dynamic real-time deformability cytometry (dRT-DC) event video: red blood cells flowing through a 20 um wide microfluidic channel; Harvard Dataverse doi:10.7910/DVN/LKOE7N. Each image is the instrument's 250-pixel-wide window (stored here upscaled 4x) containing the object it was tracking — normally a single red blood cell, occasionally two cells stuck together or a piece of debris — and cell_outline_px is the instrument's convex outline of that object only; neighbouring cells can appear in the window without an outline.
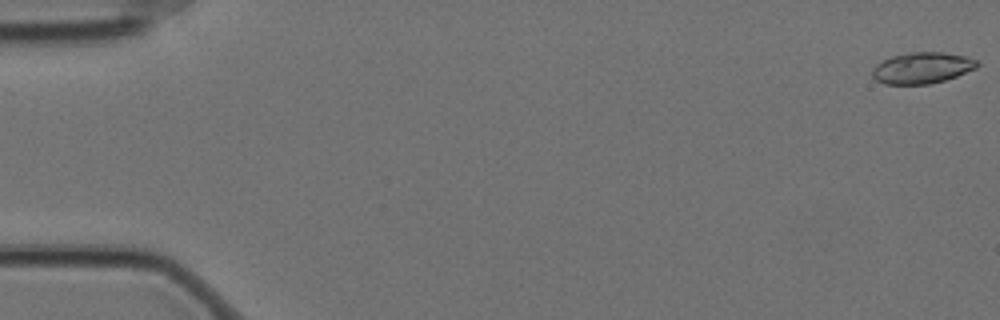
{"species": "Egyptian fruit bat (a non-hibernating species)", "species_latin": "Rousettus aegyptiacus", "temperature_condition": "cold", "stored_images_in_passage": 9, "camera_frame_rate_fps": 3000, "um_per_image_px": 0.085, "animal": {"sex": "female"}, "frame": {"image": 1, "passage_image": 1, "time_ms": 0.0, "image_size_px": [1000, 320], "cell_outline_px": [[980, 64], [976, 68], [956, 76], [944, 80], [928, 84], [884, 84], [876, 80], [872, 76], [872, 68], [876, 64], [892, 56], [912, 52], [940, 52], [964, 56], [976, 60]], "centroid_in_image_um": [78.35, 5.78], "position_along_channel_um": 6.6, "area_um2": 18.9}}